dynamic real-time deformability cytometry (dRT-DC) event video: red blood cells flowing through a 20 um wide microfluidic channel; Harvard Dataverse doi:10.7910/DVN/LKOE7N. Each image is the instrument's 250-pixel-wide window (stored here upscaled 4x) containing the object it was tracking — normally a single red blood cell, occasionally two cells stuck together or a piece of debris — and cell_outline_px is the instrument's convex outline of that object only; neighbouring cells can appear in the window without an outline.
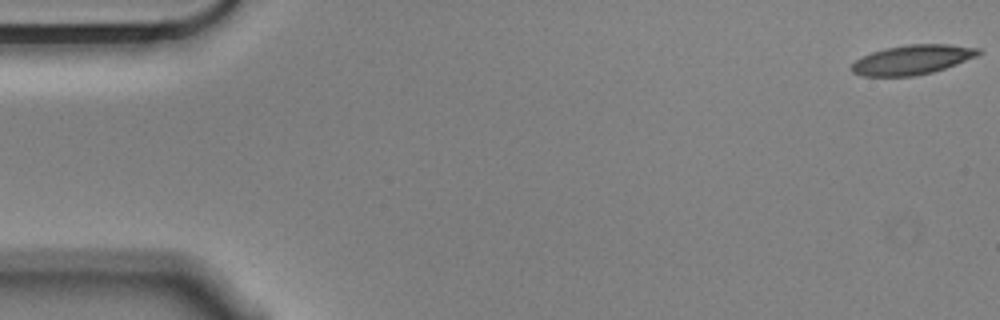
{"species": "Egyptian fruit bat (a non-hibernating species)", "species_latin": "Rousettus aegyptiacus", "temperature_condition": "cold", "stored_images_in_passage": 56, "camera_frame_rate_fps": 3000, "um_per_image_px": 0.085, "animal": {"sex": "male"}, "frame": {"image": 1, "passage_image": 1, "time_ms": 0.0, "image_size_px": [1000, 320], "cell_outline_px": [[980, 52], [976, 56], [956, 64], [932, 72], [912, 76], [860, 76], [852, 72], [848, 68], [856, 60], [872, 52], [884, 48], [908, 44], [948, 44], [980, 48]], "centroid_in_image_um": [77.5, 5.07], "position_along_channel_um": 7.5, "area_um2": 21.73}}
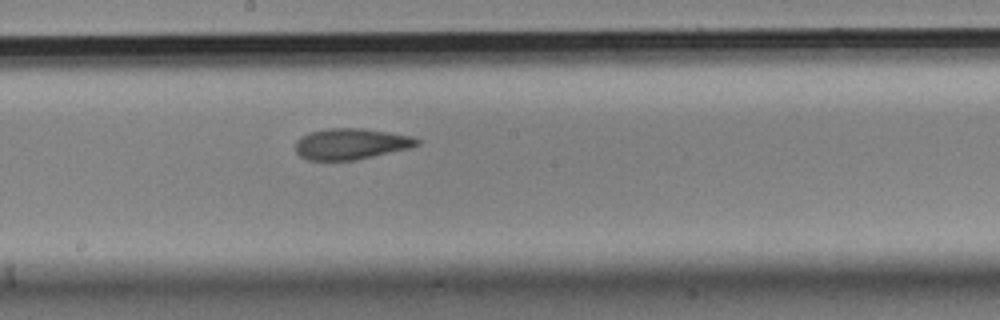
{"frame": {"image": 2, "passage_image": 30, "time_ms": 9.667, "image_size_px": [1000, 320], "cell_outline_px": [[420, 144], [408, 148], [356, 160], [308, 160], [300, 156], [296, 152], [296, 140], [300, 136], [308, 132], [328, 128], [364, 128], [412, 136], [420, 140]], "centroid_in_image_um": [29.8, 12.22], "position_along_channel_um": 218.4, "area_um2": 22.02}}
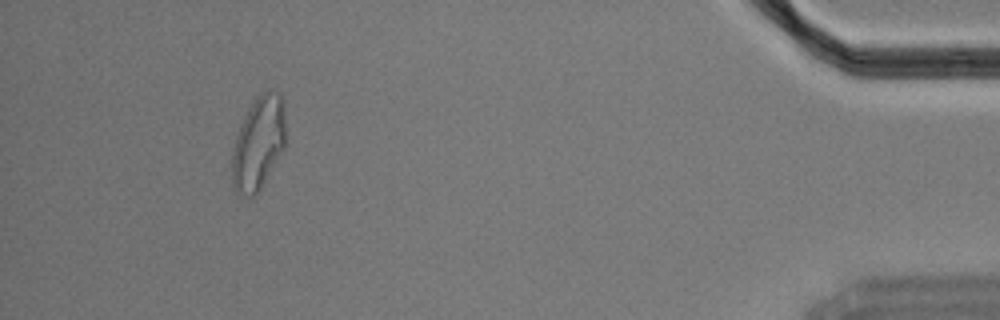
{"frame": {"image": 3, "passage_image": 52, "time_ms": 17.0, "image_size_px": [1000, 320], "cell_outline_px": [[284, 148], [256, 196], [240, 196], [236, 192], [232, 184], [232, 148], [236, 132], [248, 108], [256, 96], [260, 92], [268, 88], [272, 88], [280, 92], [284, 100]], "centroid_in_image_um": [21.95, 12.12], "position_along_channel_um": 413.3, "area_um2": 29.71}, "authors_computed_cell_mechanics": {"area_um2": 22.6287, "velocity_mm_per_s": 3.5422, "shape_relaxation_time_tau1_ms": null, "shape_relaxation_time_tau2_ms": 2.6548, "deformation_change_tau1": null, "deformation_change_tau2": 0.0938}}